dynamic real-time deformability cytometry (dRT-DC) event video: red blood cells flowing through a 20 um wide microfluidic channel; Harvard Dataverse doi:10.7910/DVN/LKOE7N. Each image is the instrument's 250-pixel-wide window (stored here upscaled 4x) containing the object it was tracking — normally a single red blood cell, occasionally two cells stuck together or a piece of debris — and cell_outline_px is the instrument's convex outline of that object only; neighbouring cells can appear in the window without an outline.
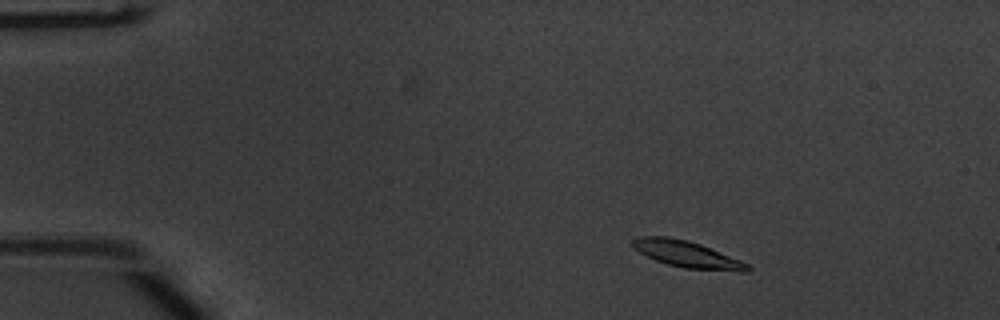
{"species": "common noctule bat (a hibernating species)", "species_latin": "Nyctalus noctula", "temperature_condition": "warm", "stored_images_in_passage": 50, "camera_frame_rate_fps": 3000, "um_per_image_px": 0.085, "animal": {"sex": "male", "body_mass_g": 20.1, "forearm_length_mm": 53.5}, "frame": {"image": 1, "passage_image": 5, "time_ms": 1.333, "image_size_px": [1000, 320], "cell_outline_px": [[752, 268], [748, 272], [740, 272], [684, 268], [668, 264], [656, 260], [632, 248], [632, 240], [636, 236], [668, 236], [688, 240], [700, 244], [740, 260], [748, 264]], "centroid_in_image_um": [58.4, 21.61], "position_along_channel_um": 26.6, "area_um2": 17.8}}
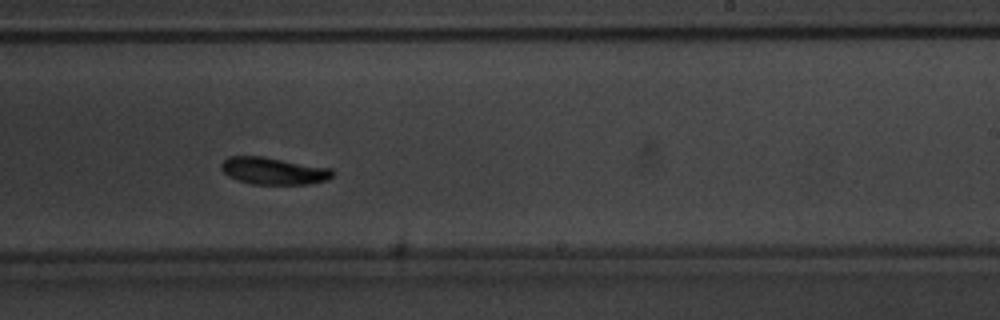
{"frame": {"image": 2, "passage_image": 30, "time_ms": 9.667, "image_size_px": [1000, 320], "cell_outline_px": [[336, 172], [328, 180], [308, 184], [252, 184], [236, 180], [228, 176], [220, 168], [220, 164], [228, 156], [260, 156], [332, 168]], "centroid_in_image_um": [23.25, 14.53], "position_along_channel_um": 265.7, "area_um2": 17.69}}
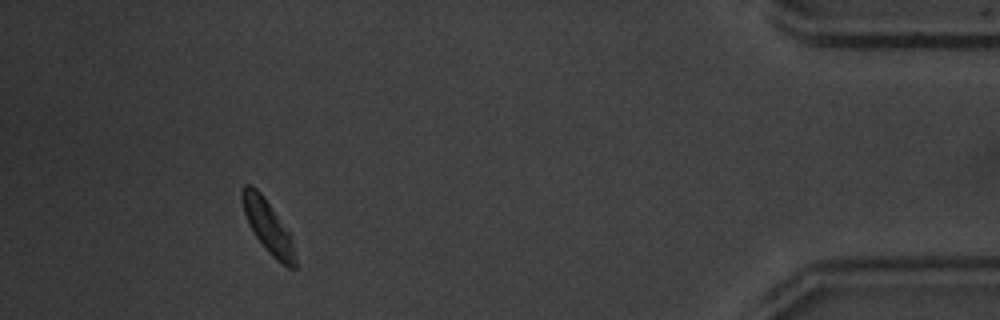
{"frame": {"image": 3, "passage_image": 46, "time_ms": 15.0, "image_size_px": [1000, 320], "cell_outline_px": [[296, 268], [288, 268], [276, 260], [264, 248], [252, 232], [248, 224], [244, 212], [240, 196], [240, 192], [244, 184], [252, 184], [264, 196], [288, 232], [296, 260]], "centroid_in_image_um": [22.71, 19.22], "position_along_channel_um": 412.5, "area_um2": 16.13}, "authors_computed_cell_mechanics": {"area_um2": 17.7446, "velocity_mm_per_s": 3.7843, "shape_relaxation_time_tau1_ms": 2.3774, "shape_relaxation_time_tau2_ms": null, "deformation_change_tau1": 0.1017, "deformation_change_tau2": null}}